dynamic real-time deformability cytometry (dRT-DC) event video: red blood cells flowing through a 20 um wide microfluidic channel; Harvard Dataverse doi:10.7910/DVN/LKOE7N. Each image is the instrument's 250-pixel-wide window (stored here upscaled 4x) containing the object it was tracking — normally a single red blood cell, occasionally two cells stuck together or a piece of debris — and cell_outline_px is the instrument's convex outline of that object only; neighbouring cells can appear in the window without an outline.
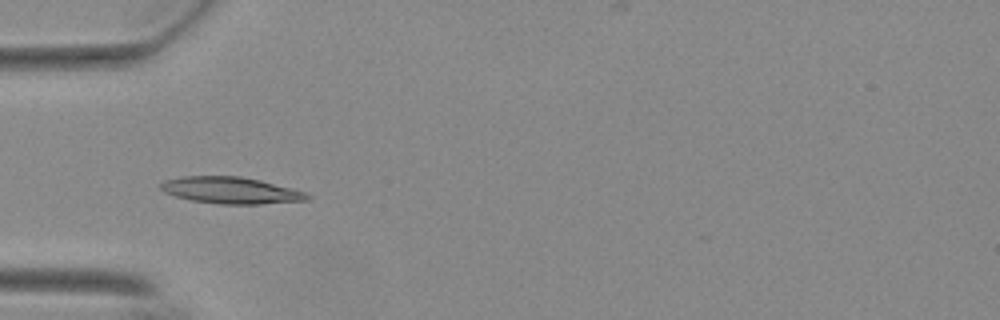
{"species": "Egyptian fruit bat (a non-hibernating species)", "species_latin": "Rousettus aegyptiacus", "temperature_condition": "warm", "stored_images_in_passage": 39, "camera_frame_rate_fps": 3000, "um_per_image_px": 0.085, "animal": {"sex": "female"}, "frame": {"image": 1, "passage_image": 1, "time_ms": 0.0, "image_size_px": [1000, 320], "cell_outline_px": [[312, 196], [308, 200], [260, 204], [220, 204], [192, 200], [176, 196], [164, 192], [160, 188], [160, 184], [164, 180], [184, 176], [240, 176], [260, 180], [304, 192]], "centroid_in_image_um": [19.6, 16.18], "position_along_channel_um": 65.4, "area_um2": 22.54}}
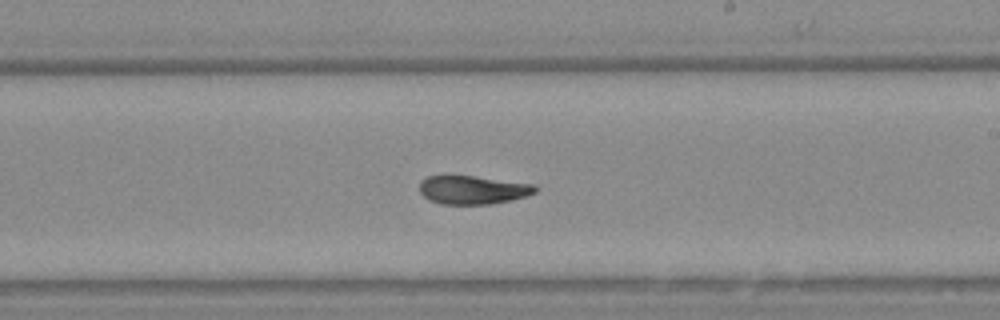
{"frame": {"image": 2, "passage_image": 16, "time_ms": 5.0, "image_size_px": [1000, 320], "cell_outline_px": [[540, 188], [536, 192], [512, 200], [492, 204], [440, 204], [428, 200], [420, 192], [420, 184], [428, 176], [472, 176], [532, 184]], "centroid_in_image_um": [40.2, 16.15], "position_along_channel_um": 248.8, "area_um2": 19.02}}
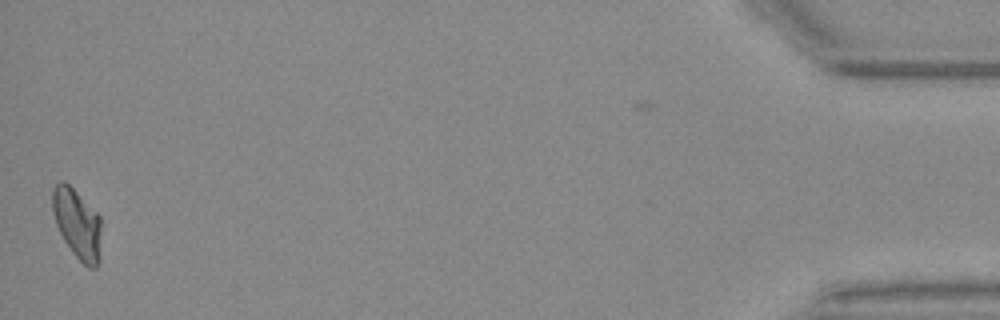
{"frame": {"image": 3, "passage_image": 38, "time_ms": 12.333, "image_size_px": [1000, 320], "cell_outline_px": [[100, 256], [96, 268], [88, 268], [72, 252], [64, 240], [56, 224], [52, 212], [52, 188], [60, 180], [64, 180], [100, 216]], "centroid_in_image_um": [6.55, 19.02], "position_along_channel_um": 428.7, "area_um2": 19.71}, "authors_computed_cell_mechanics": {"area_um2": 19.8254, "velocity_mm_per_s": 3.6975, "shape_relaxation_time_tau1_ms": 6.4251, "shape_relaxation_time_tau2_ms": 2.8074, "deformation_change_tau1": 0.2143, "deformation_change_tau2": 0.0943}}